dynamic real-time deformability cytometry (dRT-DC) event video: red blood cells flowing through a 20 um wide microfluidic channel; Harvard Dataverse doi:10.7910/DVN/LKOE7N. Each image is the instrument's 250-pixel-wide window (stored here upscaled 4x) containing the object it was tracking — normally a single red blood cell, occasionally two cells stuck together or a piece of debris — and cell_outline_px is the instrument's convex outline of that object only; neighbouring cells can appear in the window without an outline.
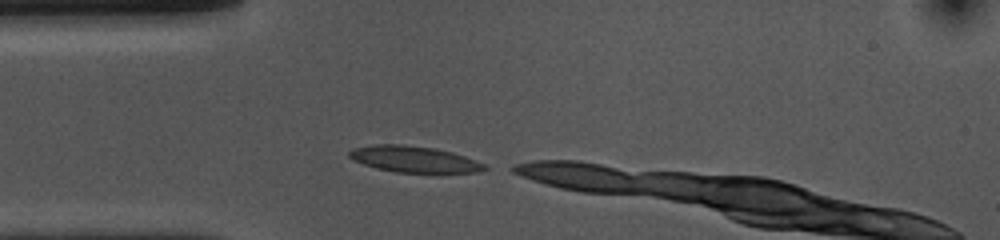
{"species": "common noctule bat (a hibernating species)", "species_latin": "Nyctalus noctula", "temperature_condition": "cold", "stored_images_in_passage": 5, "camera_frame_rate_fps": 3000, "um_per_image_px": 0.085, "animal": {"sex": "female", "body_mass_g": 10.0, "forearm_length_mm": 53.1}, "frame": {"image": 1, "passage_image": 1, "time_ms": 0.0, "image_size_px": [1000, 240], "cell_outline_px": [[488, 168], [476, 172], [396, 172], [376, 168], [352, 160], [348, 156], [348, 152], [352, 148], [376, 144], [404, 144], [436, 148], [452, 152], [476, 160], [484, 164]], "centroid_in_image_um": [35.15, 13.52], "position_along_channel_um": 49.9, "area_um2": 20.63}}